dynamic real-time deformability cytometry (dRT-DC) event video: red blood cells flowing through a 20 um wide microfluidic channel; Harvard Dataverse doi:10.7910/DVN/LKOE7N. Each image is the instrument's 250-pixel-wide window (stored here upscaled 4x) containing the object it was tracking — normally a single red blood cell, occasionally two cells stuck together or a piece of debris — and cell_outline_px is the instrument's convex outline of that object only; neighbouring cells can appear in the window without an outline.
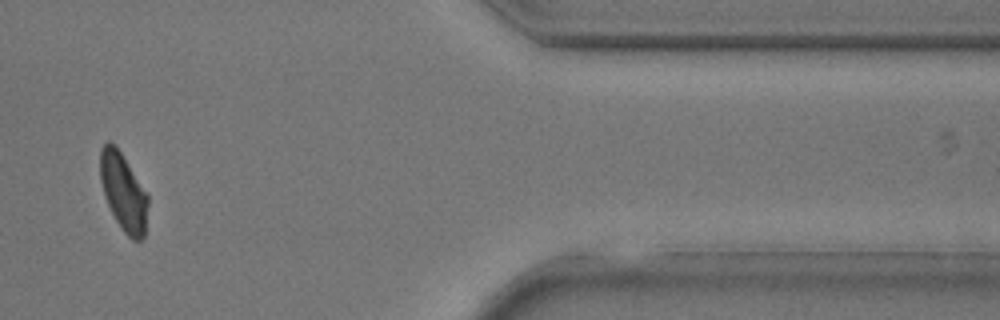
{"species": "common noctule bat (a hibernating species)", "species_latin": "Nyctalus noctula", "temperature_condition": "room temperature", "stored_images_in_passage": 36, "camera_frame_rate_fps": 3000, "um_per_image_px": 0.085, "animal": {"sex": "male", "body_mass_g": 17.9, "forearm_length_mm": 54.2}, "frame": {"image": 1, "passage_image": 31, "time_ms": 10.0, "image_size_px": [1000, 320], "cell_outline_px": [[148, 204], [144, 236], [140, 240], [132, 240], [124, 232], [116, 220], [104, 196], [100, 180], [100, 148], [108, 140], [120, 152], [148, 196]], "centroid_in_image_um": [10.47, 16.34], "position_along_channel_um": 400.9, "area_um2": 21.1}}